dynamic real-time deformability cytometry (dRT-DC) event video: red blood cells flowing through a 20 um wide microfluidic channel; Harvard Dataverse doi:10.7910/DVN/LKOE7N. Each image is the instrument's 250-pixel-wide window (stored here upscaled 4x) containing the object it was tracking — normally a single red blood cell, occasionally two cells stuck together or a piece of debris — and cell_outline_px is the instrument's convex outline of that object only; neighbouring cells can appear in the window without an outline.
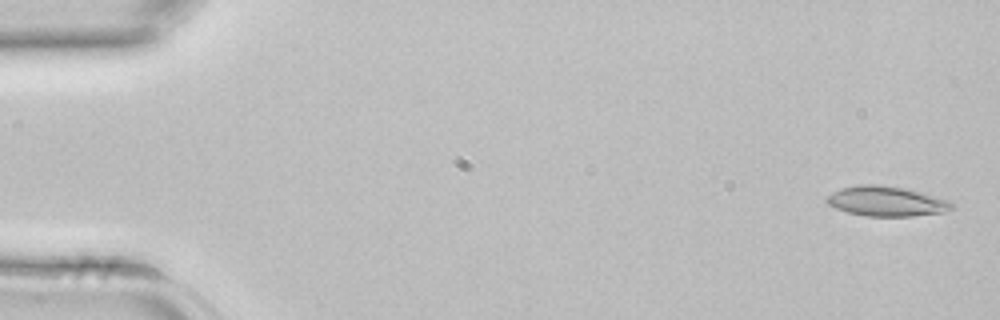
{"species": "common noctule bat (a hibernating species)", "species_latin": "Nyctalus noctula", "temperature_condition": "room temperature", "stored_images_in_passage": 44, "camera_frame_rate_fps": 3000, "um_per_image_px": 0.085, "animal": {"sex": "female", "body_mass_g": 22.7, "forearm_length_mm": 54.2}, "frame": {"image": 1, "passage_image": 2, "time_ms": 0.333, "image_size_px": [1000, 320], "cell_outline_px": [[952, 208], [940, 212], [912, 216], [864, 216], [848, 212], [836, 208], [828, 204], [824, 200], [832, 192], [840, 188], [864, 184], [876, 184], [904, 188], [920, 192], [948, 200], [952, 204]], "centroid_in_image_um": [75.28, 17.1], "position_along_channel_um": 9.7, "area_um2": 21.5}}
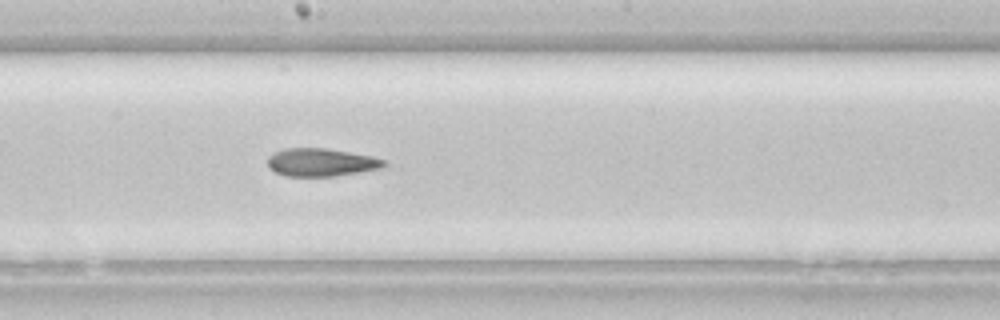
{"frame": {"image": 2, "passage_image": 24, "time_ms": 7.667, "image_size_px": [1000, 320], "cell_outline_px": [[388, 164], [380, 168], [336, 176], [284, 176], [268, 168], [268, 156], [284, 148], [324, 148], [372, 156], [384, 160]], "centroid_in_image_um": [27.27, 13.8], "position_along_channel_um": 220.9, "area_um2": 18.84}}
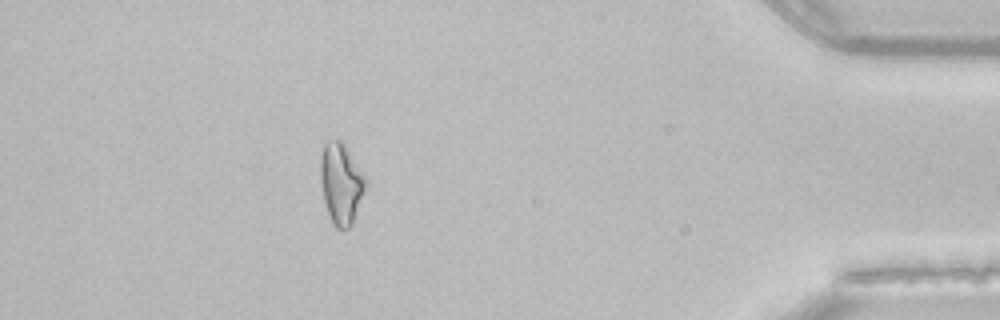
{"frame": {"image": 3, "passage_image": 39, "time_ms": 12.667, "image_size_px": [1000, 320], "cell_outline_px": [[368, 180], [364, 192], [352, 224], [348, 228], [336, 228], [332, 224], [324, 200], [320, 180], [320, 156], [324, 144], [328, 140], [340, 140], [344, 144]], "centroid_in_image_um": [28.98, 15.58], "position_along_channel_um": 406.2, "area_um2": 21.21}}